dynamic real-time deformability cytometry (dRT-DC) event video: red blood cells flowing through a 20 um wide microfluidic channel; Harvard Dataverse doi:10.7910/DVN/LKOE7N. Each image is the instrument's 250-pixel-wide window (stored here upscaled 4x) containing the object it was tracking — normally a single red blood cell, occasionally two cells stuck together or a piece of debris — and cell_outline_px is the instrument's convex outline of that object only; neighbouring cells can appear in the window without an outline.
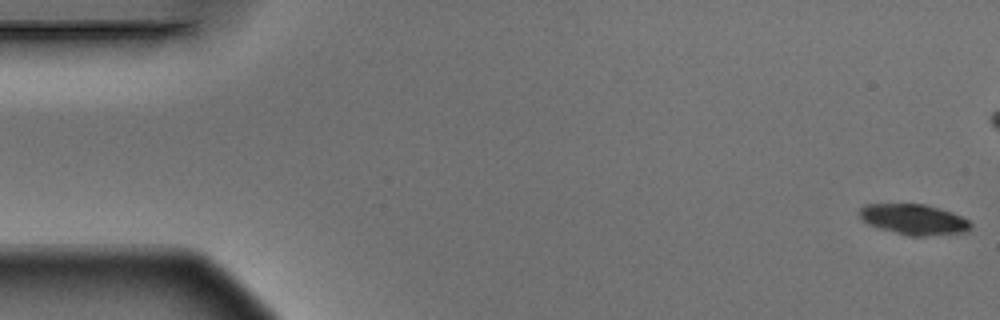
{"species": "Egyptian fruit bat (a non-hibernating species)", "species_latin": "Rousettus aegyptiacus", "temperature_condition": "warm", "stored_images_in_passage": 6, "camera_frame_rate_fps": 3000, "um_per_image_px": 0.085, "animal": {"sex": "male"}, "frame": {"image": 1, "passage_image": 1, "time_ms": 0.0, "image_size_px": [1000, 320], "cell_outline_px": [[972, 228], [968, 232], [924, 236], [912, 236], [880, 228], [868, 224], [860, 216], [860, 208], [864, 204], [900, 200], [928, 204], [952, 212], [968, 220], [972, 224]], "centroid_in_image_um": [77.66, 18.58], "position_along_channel_um": 7.3, "area_um2": 20.63}}
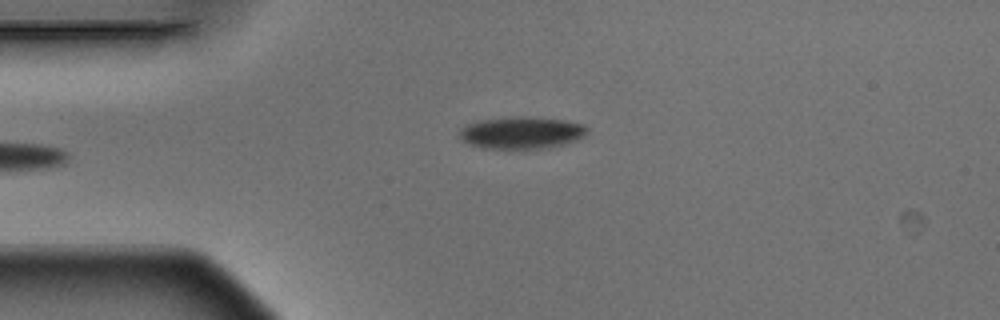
{"frame": {"image": 2, "passage_image": 6, "time_ms": 1.667, "image_size_px": [1000, 320], "cell_outline_px": [[588, 128], [584, 136], [580, 140], [564, 144], [540, 148], [484, 148], [472, 144], [464, 140], [460, 136], [460, 132], [468, 124], [480, 120], [520, 116], [524, 116], [564, 120], [584, 124]], "centroid_in_image_um": [44.41, 11.27], "position_along_channel_um": 40.6, "area_um2": 23.47}}